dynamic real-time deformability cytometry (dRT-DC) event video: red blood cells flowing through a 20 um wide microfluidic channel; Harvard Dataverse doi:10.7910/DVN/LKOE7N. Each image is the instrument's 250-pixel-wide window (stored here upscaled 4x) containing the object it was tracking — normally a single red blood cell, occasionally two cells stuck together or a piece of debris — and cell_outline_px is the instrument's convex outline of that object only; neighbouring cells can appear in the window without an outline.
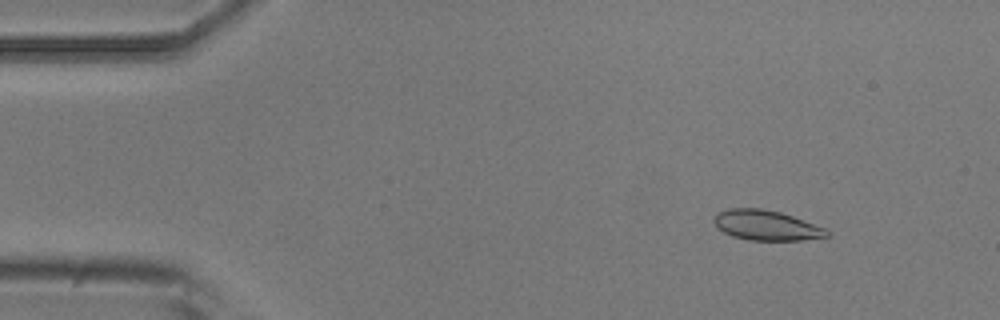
{"species": "common noctule bat (a hibernating species)", "species_latin": "Nyctalus noctula", "temperature_condition": "room temperature", "stored_images_in_passage": 50, "camera_frame_rate_fps": 3000, "um_per_image_px": 0.085, "animal": {"sex": "male", "body_mass_g": 20.5, "forearm_length_mm": 52.5}, "frame": {"image": 1, "passage_image": 2, "time_ms": 0.333, "image_size_px": [1000, 320], "cell_outline_px": [[832, 236], [800, 240], [748, 240], [732, 236], [724, 232], [712, 220], [720, 212], [732, 208], [760, 208], [780, 212], [792, 216], [824, 228]], "centroid_in_image_um": [65.15, 19.16], "position_along_channel_um": 19.9, "area_um2": 19.42}}
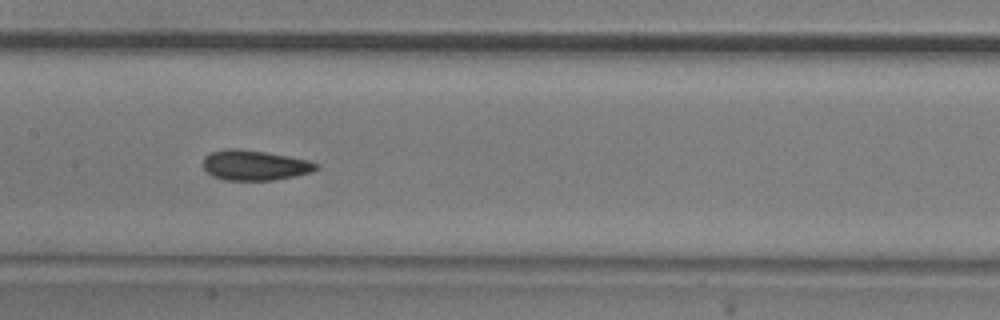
{"frame": {"image": 2, "passage_image": 22, "time_ms": 7.0, "image_size_px": [1000, 320], "cell_outline_px": [[320, 168], [312, 172], [296, 176], [276, 180], [224, 180], [212, 176], [204, 168], [204, 156], [212, 152], [228, 148], [240, 148], [288, 156], [308, 160], [320, 164]], "centroid_in_image_um": [21.69, 14.05], "position_along_channel_um": 185.7, "area_um2": 20.0}}
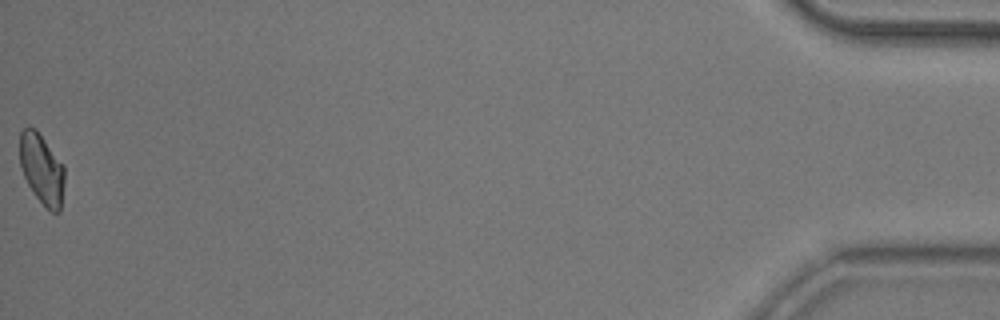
{"frame": {"image": 3, "passage_image": 50, "time_ms": 16.333, "image_size_px": [1000, 320], "cell_outline_px": [[64, 184], [60, 212], [52, 212], [36, 196], [28, 184], [24, 176], [20, 164], [20, 132], [24, 128], [36, 128], [64, 164]], "centroid_in_image_um": [3.57, 14.34], "position_along_channel_um": 431.6, "area_um2": 18.26}, "authors_computed_cell_mechanics": {"area_um2": 19.5942, "velocity_mm_per_s": 3.7194, "shape_relaxation_time_tau1_ms": 4.0694, "shape_relaxation_time_tau2_ms": 1.8821, "deformation_change_tau1": 0.1145, "deformation_change_tau2": 0.0706}}